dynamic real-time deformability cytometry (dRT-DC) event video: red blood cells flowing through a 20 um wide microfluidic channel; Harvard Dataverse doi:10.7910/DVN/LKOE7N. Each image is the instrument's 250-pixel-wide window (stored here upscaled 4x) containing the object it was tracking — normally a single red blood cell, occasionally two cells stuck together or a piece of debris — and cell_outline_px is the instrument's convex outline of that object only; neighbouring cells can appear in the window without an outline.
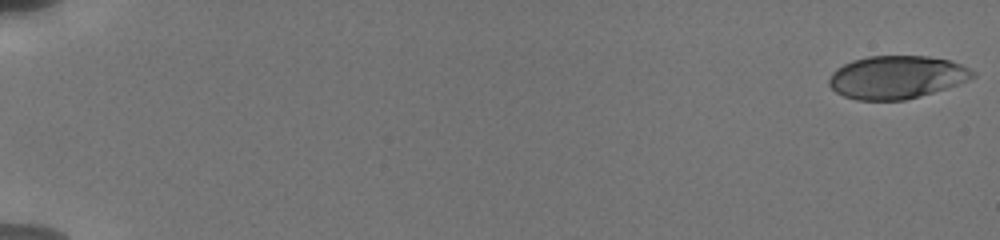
{"species": "human", "species_latin": "Homo sapiens", "temperature_condition": "cold", "stored_images_in_passage": 15, "camera_frame_rate_fps": 3000, "um_per_image_px": 0.085, "donor": {"sex": "male"}, "frame": {"image": 1, "passage_image": 1, "time_ms": 0.0, "image_size_px": [1000, 240], "cell_outline_px": [[976, 76], [968, 80], [920, 96], [904, 100], [856, 100], [844, 96], [836, 92], [828, 84], [828, 80], [832, 72], [836, 68], [852, 60], [868, 56], [928, 56], [952, 60], [976, 72]], "centroid_in_image_um": [76.19, 6.55], "position_along_channel_um": 8.8, "area_um2": 35.95}}
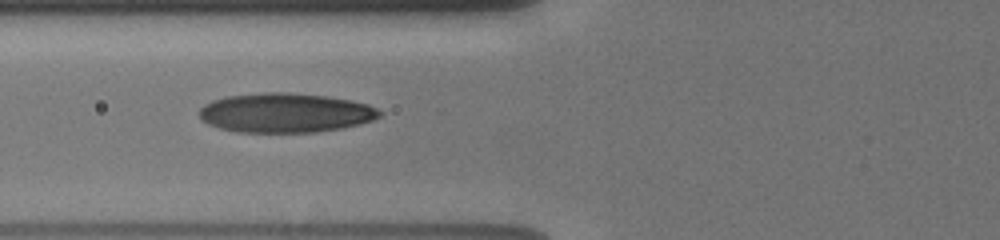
{"frame": {"image": 2, "passage_image": 12, "time_ms": 7.667, "image_size_px": [1000, 240], "cell_outline_px": [[384, 112], [380, 116], [372, 120], [360, 124], [344, 128], [316, 132], [236, 132], [220, 128], [208, 124], [200, 120], [200, 108], [204, 104], [212, 100], [224, 96], [264, 92], [288, 92], [324, 96], [352, 100], [368, 104]], "centroid_in_image_um": [24.25, 9.59], "position_along_channel_um": 101.6, "area_um2": 41.73}}
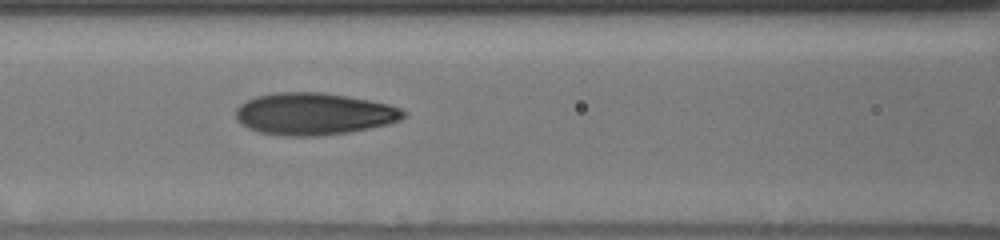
{"frame": {"image": 3, "passage_image": 14, "time_ms": 8.667, "image_size_px": [1000, 240], "cell_outline_px": [[408, 116], [400, 120], [388, 124], [348, 132], [320, 136], [284, 136], [256, 132], [240, 124], [236, 120], [236, 108], [240, 104], [256, 96], [276, 92], [320, 92], [348, 96], [388, 104], [400, 108], [408, 112]], "centroid_in_image_um": [26.67, 9.69], "position_along_channel_um": 139.9, "area_um2": 41.38}}